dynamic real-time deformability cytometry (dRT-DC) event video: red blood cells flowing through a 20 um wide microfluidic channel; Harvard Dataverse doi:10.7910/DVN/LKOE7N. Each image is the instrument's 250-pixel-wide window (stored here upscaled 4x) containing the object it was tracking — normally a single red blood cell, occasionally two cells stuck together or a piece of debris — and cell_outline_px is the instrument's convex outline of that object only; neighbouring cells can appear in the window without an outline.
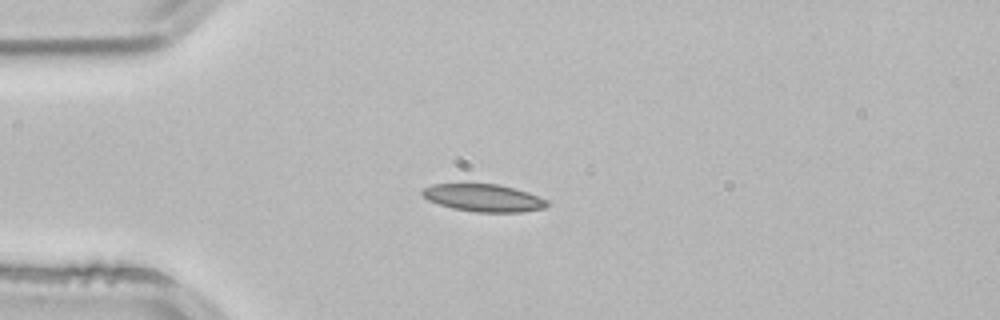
{"species": "common noctule bat (a hibernating species)", "species_latin": "Nyctalus noctula", "temperature_condition": "room temperature", "stored_images_in_passage": 1, "camera_frame_rate_fps": 3000, "um_per_image_px": 0.085, "animal": {"sex": "male", "body_mass_g": 21.5, "forearm_length_mm": 52.0}, "frame": {"image": 1, "passage_image": 1, "time_ms": 0.0, "image_size_px": [1000, 320], "cell_outline_px": [[548, 204], [544, 208], [520, 212], [476, 212], [452, 208], [428, 200], [420, 192], [424, 188], [432, 184], [500, 184], [528, 192], [548, 200]], "centroid_in_image_um": [41.11, 16.82], "position_along_channel_um": 43.9, "area_um2": 19.88}}